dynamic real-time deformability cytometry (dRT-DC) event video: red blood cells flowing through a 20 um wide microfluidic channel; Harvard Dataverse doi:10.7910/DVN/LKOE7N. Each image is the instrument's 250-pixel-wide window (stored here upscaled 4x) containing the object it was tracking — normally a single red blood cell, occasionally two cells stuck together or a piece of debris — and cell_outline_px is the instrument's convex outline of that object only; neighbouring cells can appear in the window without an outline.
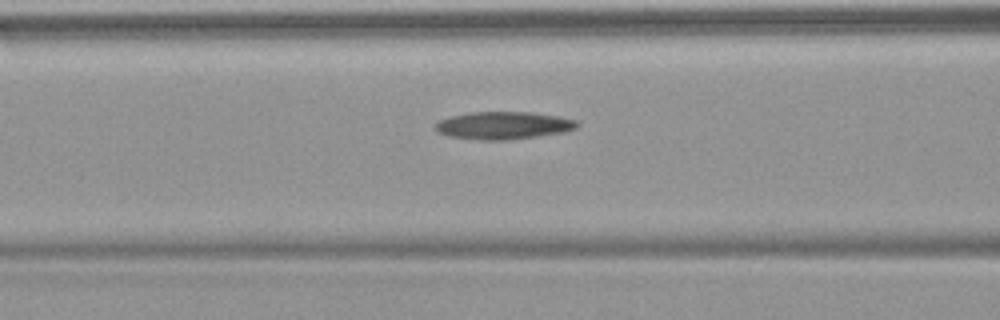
{"species": "common noctule bat (a hibernating species)", "species_latin": "Nyctalus noctula", "temperature_condition": "warm", "stored_images_in_passage": 45, "camera_frame_rate_fps": 3000, "um_per_image_px": 0.085, "animal": {"sex": "female", "body_mass_g": 18.4}, "frame": {"image": 1, "passage_image": 18, "time_ms": 5.667, "image_size_px": [1000, 320], "cell_outline_px": [[580, 124], [576, 128], [564, 132], [508, 140], [476, 140], [448, 136], [440, 132], [432, 124], [440, 120], [452, 116], [472, 112], [532, 112], [560, 116], [576, 120]], "centroid_in_image_um": [42.8, 10.66], "position_along_channel_um": 123.8, "area_um2": 22.83}}
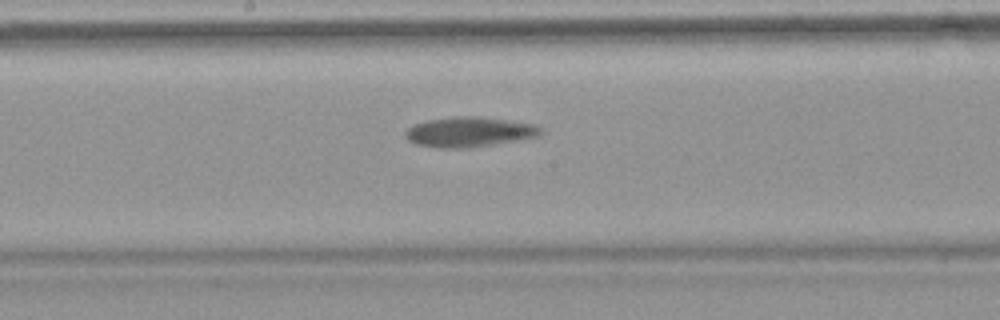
{"frame": {"image": 2, "passage_image": 25, "time_ms": 8.0, "image_size_px": [1000, 320], "cell_outline_px": [[544, 132], [536, 136], [516, 140], [464, 148], [436, 148], [416, 144], [408, 140], [404, 136], [404, 132], [408, 128], [416, 124], [428, 120], [456, 116], [476, 116], [532, 124], [540, 128]], "centroid_in_image_um": [39.81, 11.22], "position_along_channel_um": 208.4, "area_um2": 23.18}}
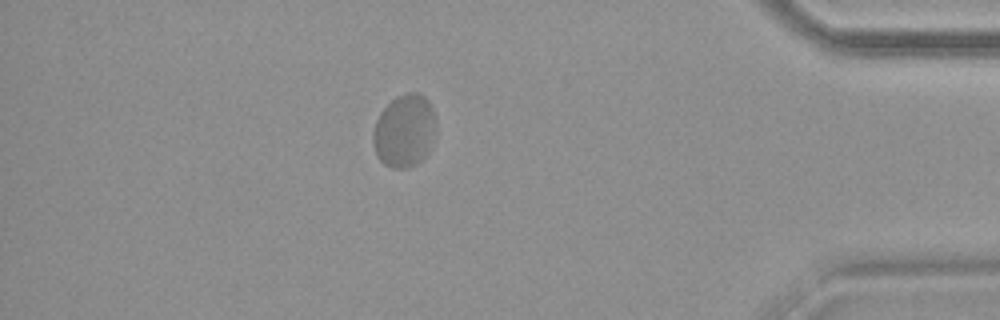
{"frame": {"image": 3, "passage_image": 44, "time_ms": 14.333, "image_size_px": [1000, 320], "cell_outline_px": [[436, 128], [428, 152], [420, 160], [408, 168], [392, 168], [384, 164], [376, 156], [372, 144], [372, 132], [376, 120], [380, 112], [396, 96], [404, 92], [416, 92], [424, 96], [428, 100], [432, 108], [436, 120]], "centroid_in_image_um": [34.35, 11.11], "position_along_channel_um": 400.8, "area_um2": 26.93}}